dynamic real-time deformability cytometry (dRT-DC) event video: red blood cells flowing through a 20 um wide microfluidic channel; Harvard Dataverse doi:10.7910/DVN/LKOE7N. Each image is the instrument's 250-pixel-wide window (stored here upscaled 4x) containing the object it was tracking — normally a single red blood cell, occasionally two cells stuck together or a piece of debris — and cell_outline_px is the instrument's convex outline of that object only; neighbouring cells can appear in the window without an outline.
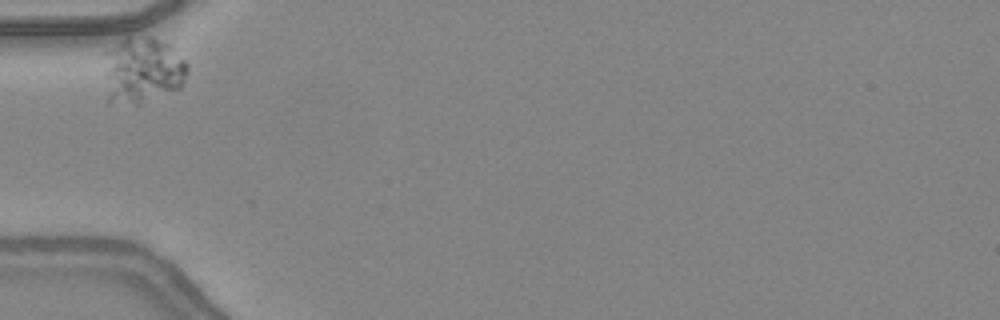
{"species": "common noctule bat (a hibernating species)", "species_latin": "Nyctalus noctula", "temperature_condition": "warm", "stored_images_in_passage": 28, "camera_frame_rate_fps": 3000, "um_per_image_px": 0.085, "animal": {"sex": "female", "body_mass_g": 24.6, "forearm_length_mm": 56.2}, "frame": {"image": 1, "passage_image": 1, "time_ms": 0.0, "image_size_px": [1000, 320], "cell_outline_px": [[188, 72], [180, 88], [136, 108], [108, 104], [104, 52], [124, 36], [152, 36], [172, 44], [188, 64]], "centroid_in_image_um": [12.11, 6.0], "position_along_channel_um": 72.9, "area_um2": 33.81}}
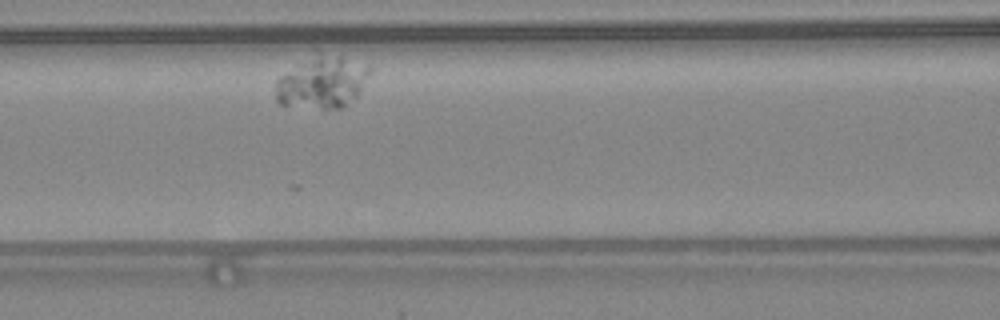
{"frame": {"image": 2, "passage_image": 7, "time_ms": 2.0, "image_size_px": [1000, 320], "cell_outline_px": [[372, 68], [360, 92], [356, 96], [340, 108], [324, 108], [280, 104], [276, 100], [276, 80], [312, 44]], "centroid_in_image_um": [27.3, 6.81], "position_along_channel_um": 139.3, "area_um2": 30.17}}
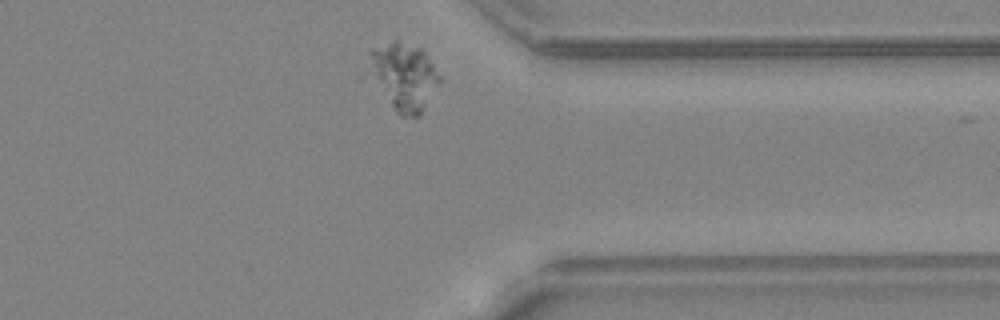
{"frame": {"image": 3, "passage_image": 27, "time_ms": 8.667, "image_size_px": [1000, 320], "cell_outline_px": [[440, 80], [420, 116], [400, 116], [356, 80], [368, 52], [372, 48], [392, 40], [396, 40], [420, 48], [424, 52], [440, 76]], "centroid_in_image_um": [33.97, 6.55], "position_along_channel_um": 377.4, "area_um2": 30.92}}